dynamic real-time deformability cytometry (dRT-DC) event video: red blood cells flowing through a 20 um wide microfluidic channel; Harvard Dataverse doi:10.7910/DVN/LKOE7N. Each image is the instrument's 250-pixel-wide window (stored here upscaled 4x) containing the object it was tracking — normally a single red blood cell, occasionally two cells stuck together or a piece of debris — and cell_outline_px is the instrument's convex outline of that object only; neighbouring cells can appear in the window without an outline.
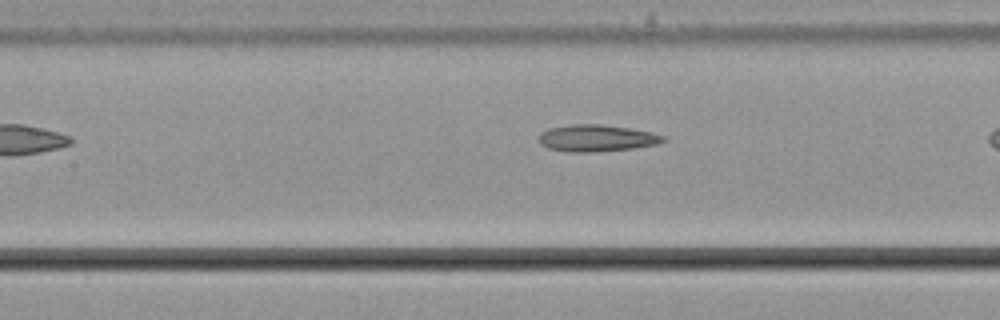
{"species": "common noctule bat (a hibernating species)", "species_latin": "Nyctalus noctula", "temperature_condition": "cold", "stored_images_in_passage": 6, "camera_frame_rate_fps": 3000, "um_per_image_px": 0.085, "animal": {"sex": "male", "body_mass_g": 21.5, "forearm_length_mm": 52.0}, "frame": {"image": 1, "passage_image": 5, "time_ms": 1.333, "image_size_px": [1000, 320], "cell_outline_px": [[668, 140], [656, 144], [632, 148], [596, 152], [568, 152], [548, 148], [540, 144], [540, 132], [548, 128], [572, 124], [600, 124], [628, 128], [652, 132], [664, 136]], "centroid_in_image_um": [50.7, 11.74], "position_along_channel_um": 156.7, "area_um2": 19.42}}